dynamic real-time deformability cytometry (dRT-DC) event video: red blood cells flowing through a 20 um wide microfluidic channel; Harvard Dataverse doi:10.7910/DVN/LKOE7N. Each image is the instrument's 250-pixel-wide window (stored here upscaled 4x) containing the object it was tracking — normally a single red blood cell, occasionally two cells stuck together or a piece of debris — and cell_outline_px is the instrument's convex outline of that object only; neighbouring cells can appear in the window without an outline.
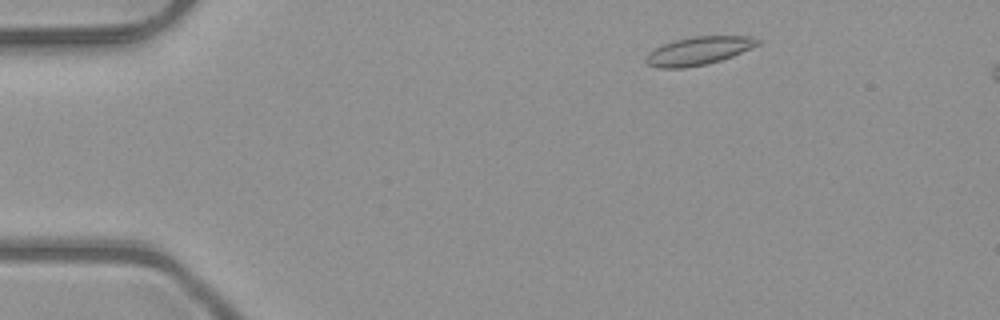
{"species": "common noctule bat (a hibernating species)", "species_latin": "Nyctalus noctula", "temperature_condition": "room temperature", "stored_images_in_passage": 46, "camera_frame_rate_fps": 3000, "um_per_image_px": 0.085, "animal": {"sex": "male", "body_mass_g": 23.1, "forearm_length_mm": 52.7}, "frame": {"image": 1, "passage_image": 3, "time_ms": 0.667, "image_size_px": [1000, 320], "cell_outline_px": [[764, 40], [760, 44], [752, 48], [732, 56], [708, 64], [684, 68], [656, 68], [648, 64], [644, 60], [644, 56], [648, 52], [664, 44], [676, 40], [692, 36], [752, 36]], "centroid_in_image_um": [59.4, 4.32], "position_along_channel_um": 25.6, "area_um2": 18.55}}
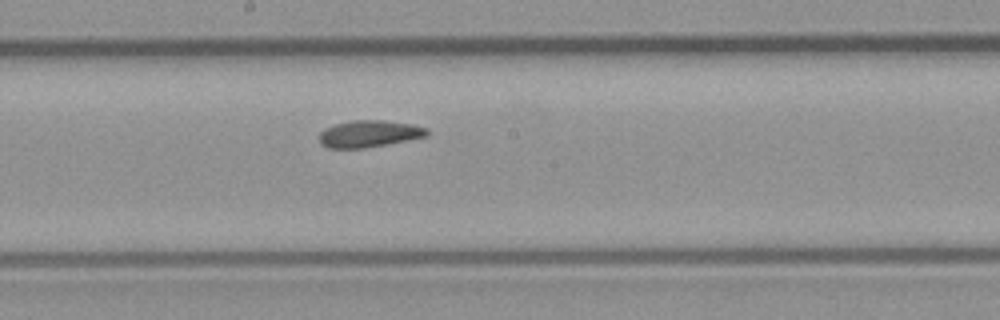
{"frame": {"image": 2, "passage_image": 23, "time_ms": 7.333, "image_size_px": [1000, 320], "cell_outline_px": [[428, 136], [408, 140], [364, 148], [328, 148], [320, 144], [320, 132], [324, 128], [336, 124], [352, 120], [384, 120], [412, 124], [428, 128]], "centroid_in_image_um": [31.38, 11.37], "position_along_channel_um": 216.8, "area_um2": 16.88}}
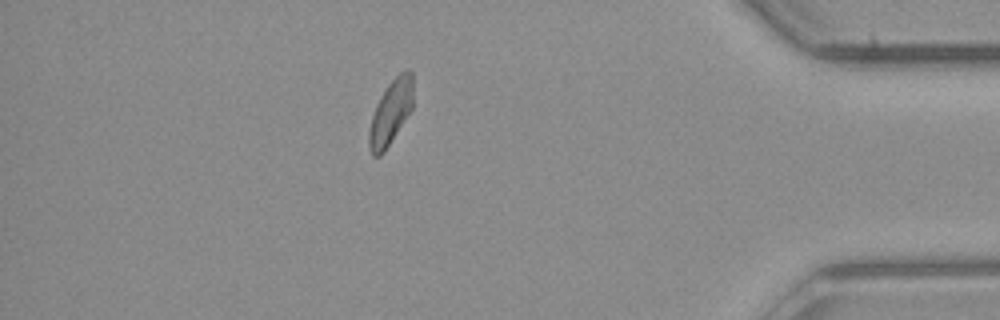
{"frame": {"image": 3, "passage_image": 40, "time_ms": 13.0, "image_size_px": [1000, 320], "cell_outline_px": [[412, 108], [384, 152], [380, 156], [372, 156], [368, 148], [368, 132], [372, 116], [376, 104], [380, 96], [388, 84], [404, 68], [408, 68], [412, 72]], "centroid_in_image_um": [33.19, 9.55], "position_along_channel_um": 402.0, "area_um2": 16.53}, "authors_computed_cell_mechanics": {"area_um2": 17.0221, "velocity_mm_per_s": 4.0087, "shape_relaxation_time_tau1_ms": 7.3923, "shape_relaxation_time_tau2_ms": 2.8792, "deformation_change_tau1": 0.1345, "deformation_change_tau2": 0.0793}}